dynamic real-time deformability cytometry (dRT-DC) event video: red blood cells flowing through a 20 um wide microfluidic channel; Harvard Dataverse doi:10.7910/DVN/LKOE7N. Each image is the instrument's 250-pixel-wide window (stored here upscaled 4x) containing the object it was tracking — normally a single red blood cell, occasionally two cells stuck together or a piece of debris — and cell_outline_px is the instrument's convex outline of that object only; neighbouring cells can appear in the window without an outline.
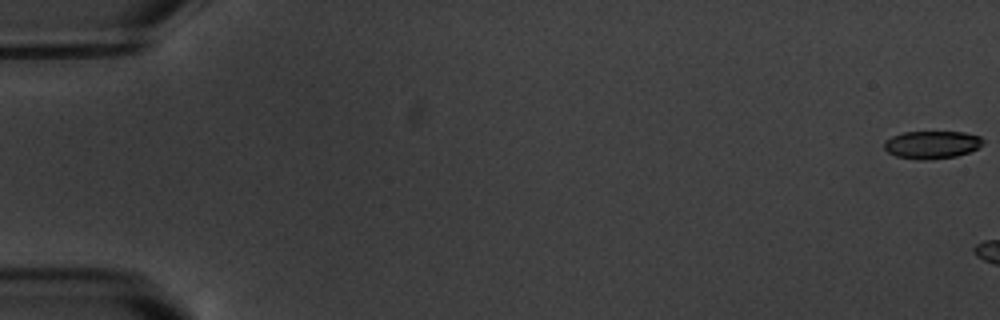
{"species": "common noctule bat (a hibernating species)", "species_latin": "Nyctalus noctula", "temperature_condition": "warm", "stored_images_in_passage": 7, "camera_frame_rate_fps": 3000, "um_per_image_px": 0.085, "animal": {"sex": "male", "body_mass_g": 20.1, "forearm_length_mm": 53.5}, "frame": {"image": 1, "passage_image": 1, "time_ms": 0.0, "image_size_px": [1000, 320], "cell_outline_px": [[984, 144], [968, 152], [956, 156], [928, 160], [916, 160], [896, 156], [888, 152], [884, 148], [884, 140], [892, 136], [904, 132], [964, 132], [980, 136], [984, 140]], "centroid_in_image_um": [79.19, 12.3], "position_along_channel_um": 5.8, "area_um2": 16.07}}